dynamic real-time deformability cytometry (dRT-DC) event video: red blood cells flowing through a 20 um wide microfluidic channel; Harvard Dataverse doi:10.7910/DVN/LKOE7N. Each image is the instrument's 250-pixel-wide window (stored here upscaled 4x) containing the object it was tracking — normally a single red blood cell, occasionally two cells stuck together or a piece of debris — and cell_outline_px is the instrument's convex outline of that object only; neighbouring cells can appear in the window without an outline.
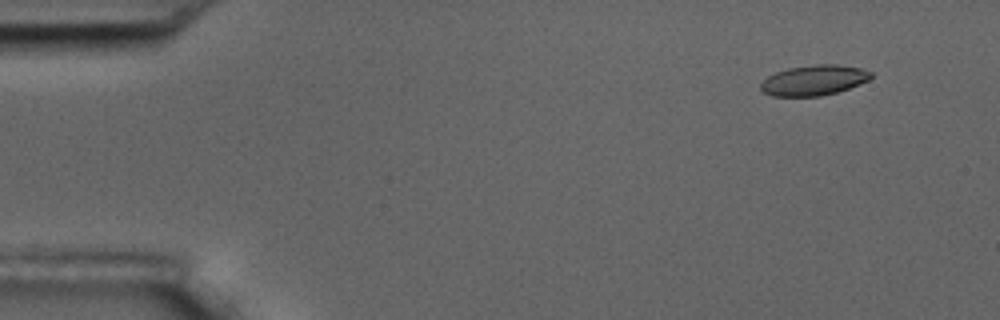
{"species": "common noctule bat (a hibernating species)", "species_latin": "Nyctalus noctula", "temperature_condition": "room temperature", "stored_images_in_passage": 8, "camera_frame_rate_fps": 3000, "um_per_image_px": 0.085, "animal": {"sex": "male", "body_mass_g": 17.5, "forearm_length_mm": 52.3}, "frame": {"image": 1, "passage_image": 2, "time_ms": 1.333, "image_size_px": [1000, 320], "cell_outline_px": [[872, 76], [868, 80], [848, 88], [836, 92], [820, 96], [772, 96], [764, 92], [760, 88], [760, 84], [768, 76], [776, 72], [788, 68], [816, 64], [836, 64], [860, 68], [872, 72]], "centroid_in_image_um": [69.16, 6.81], "position_along_channel_um": 15.8, "area_um2": 19.31}}
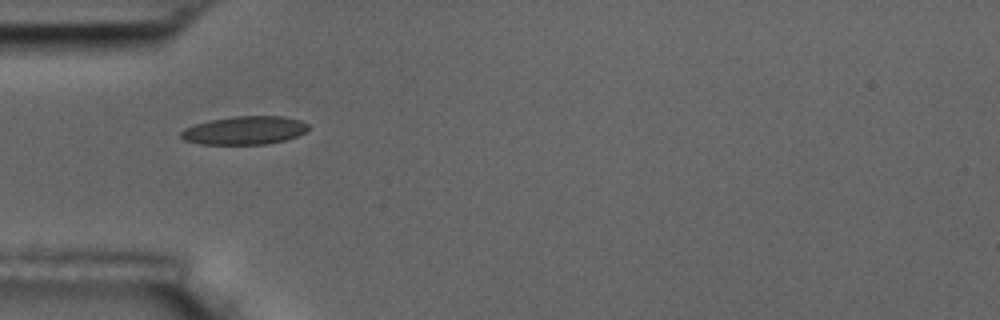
{"frame": {"image": 2, "passage_image": 5, "time_ms": 5.667, "image_size_px": [1000, 320], "cell_outline_px": [[308, 128], [304, 132], [296, 136], [284, 140], [264, 144], [200, 144], [184, 140], [180, 136], [180, 132], [184, 128], [208, 120], [232, 116], [284, 116], [300, 120], [308, 124]], "centroid_in_image_um": [20.75, 11.07], "position_along_channel_um": 64.2, "area_um2": 20.98}}
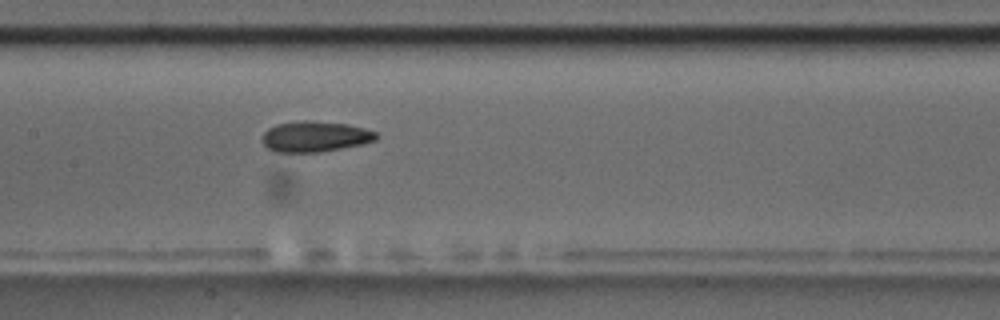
{"frame": {"image": 3, "passage_image": 8, "time_ms": 9.0, "image_size_px": [1000, 320], "cell_outline_px": [[380, 136], [376, 140], [364, 144], [316, 152], [276, 152], [268, 148], [260, 140], [264, 132], [268, 128], [276, 124], [304, 120], [348, 124], [364, 128], [376, 132]], "centroid_in_image_um": [26.77, 11.6], "position_along_channel_um": 180.6, "area_um2": 20.4}}